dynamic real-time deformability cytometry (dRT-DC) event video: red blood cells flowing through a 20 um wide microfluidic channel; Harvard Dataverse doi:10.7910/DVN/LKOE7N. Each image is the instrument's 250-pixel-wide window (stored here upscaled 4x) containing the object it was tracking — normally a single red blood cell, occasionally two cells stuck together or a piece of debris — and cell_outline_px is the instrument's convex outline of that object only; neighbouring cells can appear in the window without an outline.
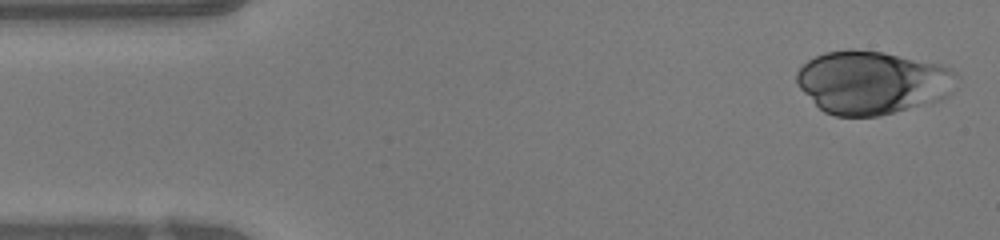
{"species": "human", "species_latin": "Homo sapiens", "temperature_condition": "warm", "stored_images_in_passage": 46, "camera_frame_rate_fps": 3000, "um_per_image_px": 0.085, "donor": {"sex": "female"}, "frame": {"image": 1, "passage_image": 1, "time_ms": 0.0, "image_size_px": [1000, 240], "cell_outline_px": [[960, 76], [956, 88], [948, 96], [932, 104], [876, 116], [836, 116], [824, 112], [800, 88], [796, 80], [796, 72], [808, 60], [824, 52], [852, 48], [884, 52], [940, 64], [952, 68]], "centroid_in_image_um": [74.22, 7.0], "position_along_channel_um": 10.8, "area_um2": 59.71}}
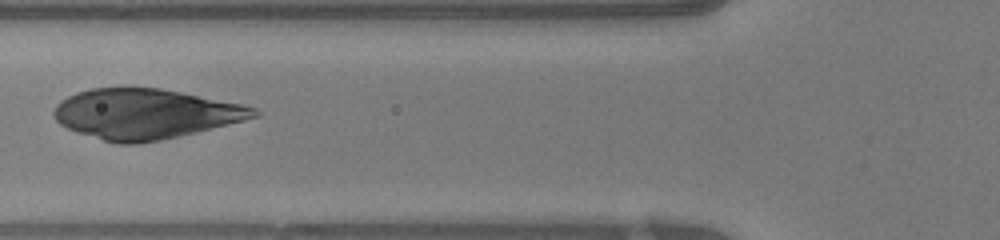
{"frame": {"image": 2, "passage_image": 16, "time_ms": 5.0, "image_size_px": [1000, 240], "cell_outline_px": [[260, 116], [196, 132], [160, 140], [136, 144], [116, 144], [76, 132], [60, 124], [56, 120], [52, 112], [56, 104], [60, 100], [76, 92], [92, 88], [160, 88], [240, 104], [256, 108], [260, 112]], "centroid_in_image_um": [12.3, 9.69], "position_along_channel_um": 113.5, "area_um2": 57.97}}
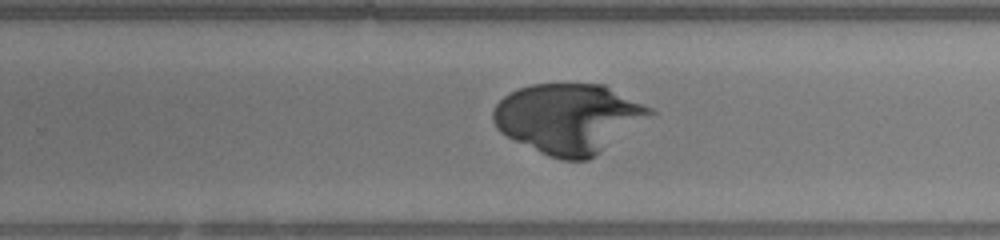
{"frame": {"image": 3, "passage_image": 28, "time_ms": 9.0, "image_size_px": [1000, 240], "cell_outline_px": [[656, 112], [588, 160], [560, 160], [548, 156], [500, 132], [496, 128], [492, 120], [492, 112], [496, 104], [504, 96], [520, 88], [532, 84], [604, 84], [652, 108]], "centroid_in_image_um": [48.3, 10.05], "position_along_channel_um": 281.5, "area_um2": 63.0}}